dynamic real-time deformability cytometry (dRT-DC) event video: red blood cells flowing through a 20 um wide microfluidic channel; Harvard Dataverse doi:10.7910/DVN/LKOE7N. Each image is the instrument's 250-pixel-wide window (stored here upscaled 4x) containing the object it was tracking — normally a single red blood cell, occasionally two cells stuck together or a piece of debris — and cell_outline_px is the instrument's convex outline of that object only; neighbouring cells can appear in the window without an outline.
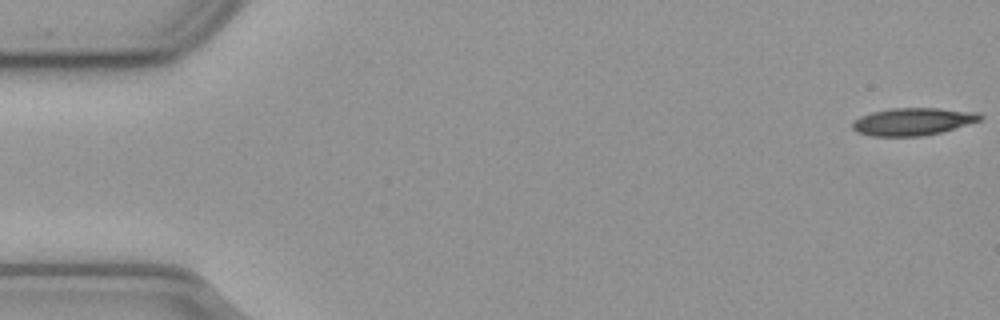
{"species": "common noctule bat (a hibernating species)", "species_latin": "Nyctalus noctula", "temperature_condition": "cold", "stored_images_in_passage": 56, "camera_frame_rate_fps": 3000, "um_per_image_px": 0.085, "animal": {"sex": "male", "body_mass_g": 23.1, "forearm_length_mm": 52.7}, "frame": {"image": 1, "passage_image": 1, "time_ms": 0.0, "image_size_px": [1000, 320], "cell_outline_px": [[984, 116], [980, 120], [940, 132], [924, 136], [872, 136], [856, 132], [852, 128], [852, 120], [860, 116], [872, 112], [888, 108], [940, 108], [980, 112]], "centroid_in_image_um": [77.57, 10.32], "position_along_channel_um": 7.4, "area_um2": 20.58}}
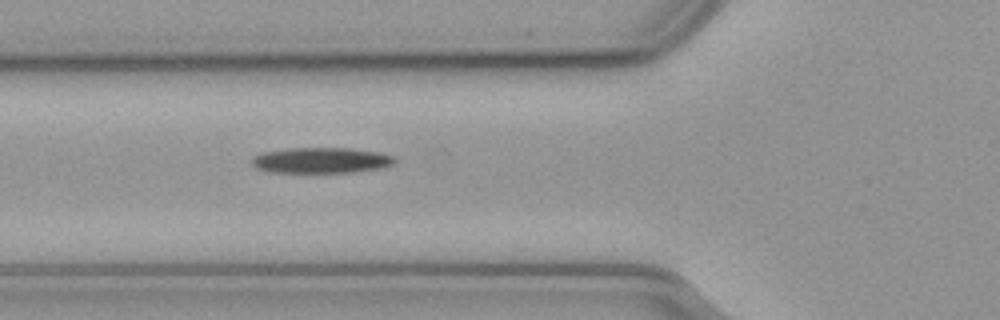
{"frame": {"image": 2, "passage_image": 20, "time_ms": 6.333, "image_size_px": [1000, 320], "cell_outline_px": [[396, 160], [392, 164], [380, 168], [352, 172], [272, 172], [256, 168], [252, 164], [252, 156], [264, 152], [288, 148], [352, 148], [376, 152], [396, 156]], "centroid_in_image_um": [27.29, 13.62], "position_along_channel_um": 98.5, "area_um2": 21.27}}
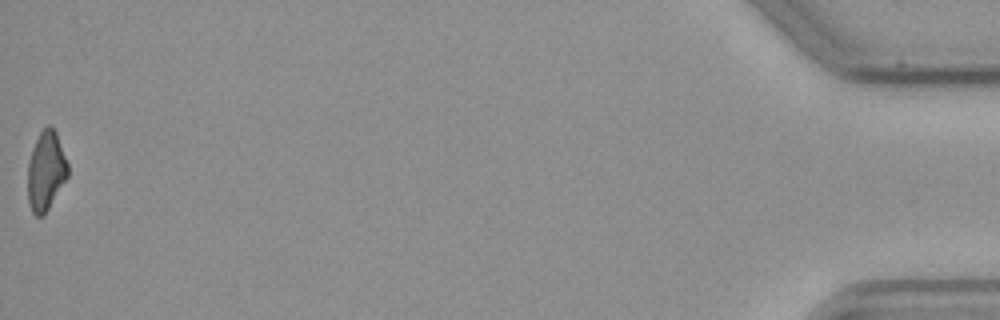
{"frame": {"image": 3, "passage_image": 56, "time_ms": 18.333, "image_size_px": [1000, 320], "cell_outline_px": [[68, 176], [44, 216], [36, 216], [32, 212], [28, 204], [28, 164], [36, 140], [40, 132], [48, 124], [52, 124], [56, 132], [68, 164]], "centroid_in_image_um": [3.91, 14.55], "position_along_channel_um": 431.3, "area_um2": 18.44}, "authors_computed_cell_mechanics": {"area_um2": 20.7213, "velocity_mm_per_s": 3.6719, "shape_relaxation_time_tau1_ms": 6.3499, "shape_relaxation_time_tau2_ms": null, "deformation_change_tau1": 0.17, "deformation_change_tau2": null}}